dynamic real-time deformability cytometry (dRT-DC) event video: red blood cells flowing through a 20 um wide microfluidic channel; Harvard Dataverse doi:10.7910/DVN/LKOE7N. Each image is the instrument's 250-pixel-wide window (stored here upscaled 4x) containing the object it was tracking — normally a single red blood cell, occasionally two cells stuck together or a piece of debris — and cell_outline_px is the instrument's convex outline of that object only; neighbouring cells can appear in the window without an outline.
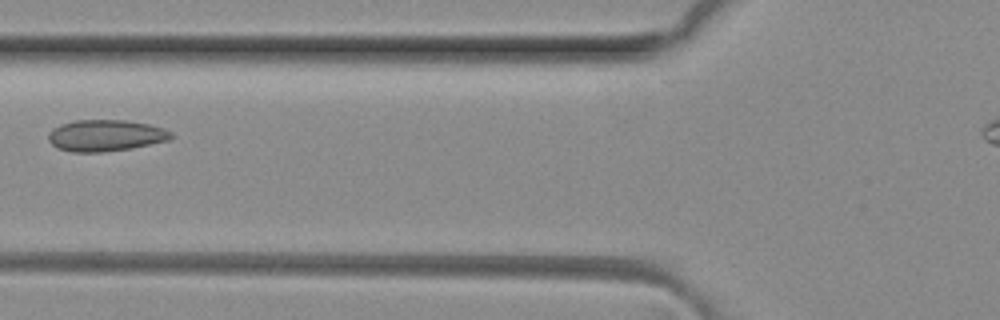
{"species": "common noctule bat (a hibernating species)", "species_latin": "Nyctalus noctula", "temperature_condition": "room temperature", "stored_images_in_passage": 7, "camera_frame_rate_fps": 3000, "um_per_image_px": 0.085, "animal": {"sex": "female", "body_mass_g": 29.2, "forearm_length_mm": 56.3}, "frame": {"image": 1, "passage_image": 6, "time_ms": 1.667, "image_size_px": [1000, 320], "cell_outline_px": [[176, 136], [168, 140], [132, 148], [100, 152], [72, 152], [56, 148], [48, 140], [48, 132], [52, 128], [60, 124], [76, 120], [124, 120], [148, 124], [164, 128], [172, 132]], "centroid_in_image_um": [8.96, 11.51], "position_along_channel_um": 116.8, "area_um2": 22.66}}
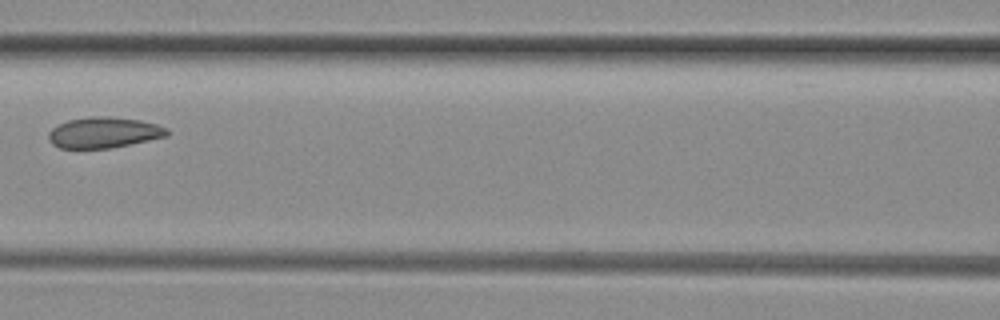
{"frame": {"image": 2, "passage_image": 7, "time_ms": 2.0, "image_size_px": [1000, 320], "cell_outline_px": [[172, 132], [168, 136], [108, 148], [60, 148], [52, 144], [48, 140], [48, 132], [52, 128], [68, 120], [88, 116], [108, 116], [140, 120], [156, 124], [168, 128]], "centroid_in_image_um": [8.83, 11.25], "position_along_channel_um": 157.8, "area_um2": 21.33}}